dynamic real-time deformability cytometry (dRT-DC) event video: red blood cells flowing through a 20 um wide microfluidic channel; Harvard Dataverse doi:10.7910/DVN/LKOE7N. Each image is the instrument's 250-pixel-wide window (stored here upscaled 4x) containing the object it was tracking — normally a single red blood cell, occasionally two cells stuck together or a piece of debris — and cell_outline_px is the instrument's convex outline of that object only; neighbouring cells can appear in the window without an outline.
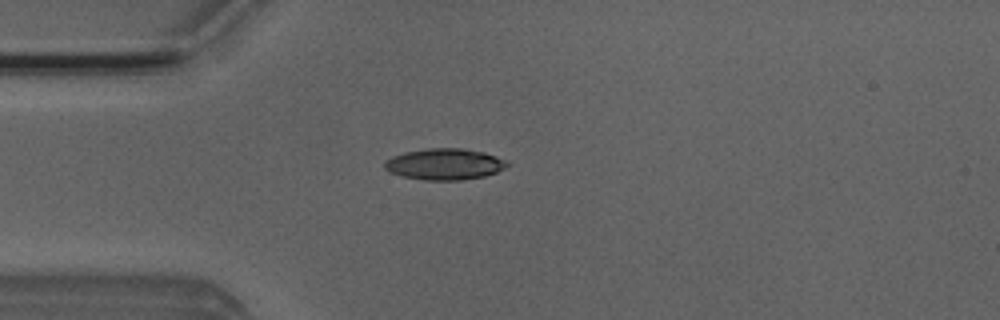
{"species": "Egyptian fruit bat (a non-hibernating species)", "species_latin": "Rousettus aegyptiacus", "temperature_condition": "room temperature", "stored_images_in_passage": 4, "camera_frame_rate_fps": 3000, "um_per_image_px": 0.085, "animal": {"sex": "male"}, "frame": {"image": 1, "passage_image": 4, "time_ms": 3.333, "image_size_px": [1000, 320], "cell_outline_px": [[508, 164], [504, 168], [496, 172], [484, 176], [460, 180], [424, 180], [404, 176], [388, 172], [384, 168], [384, 164], [392, 156], [404, 152], [428, 148], [464, 148], [484, 152], [496, 156], [504, 160]], "centroid_in_image_um": [37.77, 13.95], "position_along_channel_um": 47.2, "area_um2": 22.2}}